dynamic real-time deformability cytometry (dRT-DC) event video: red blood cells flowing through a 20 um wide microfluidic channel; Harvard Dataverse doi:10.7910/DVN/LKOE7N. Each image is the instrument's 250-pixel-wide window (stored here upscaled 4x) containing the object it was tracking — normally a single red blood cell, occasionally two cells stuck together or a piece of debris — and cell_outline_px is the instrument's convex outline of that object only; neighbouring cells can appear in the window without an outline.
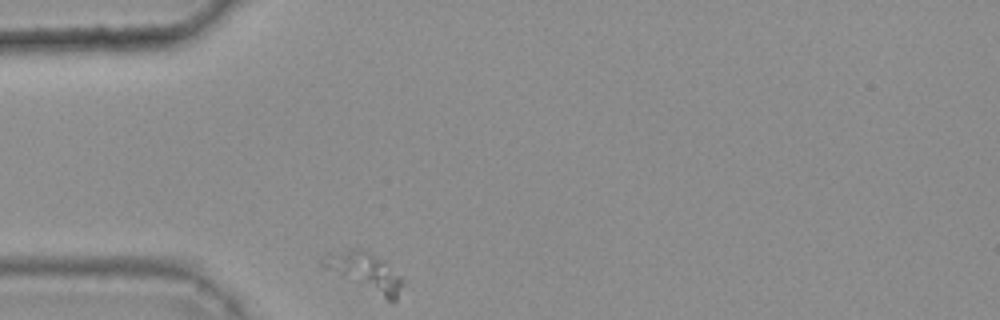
{"species": "common noctule bat (a hibernating species)", "species_latin": "Nyctalus noctula", "temperature_condition": "warm", "stored_images_in_passage": 31, "camera_frame_rate_fps": 3000, "um_per_image_px": 0.085, "animal": {"sex": "female", "body_mass_g": 25.1}, "frame": {"image": 1, "passage_image": 1, "time_ms": 0.0, "image_size_px": [1000, 320], "cell_outline_px": [[400, 284], [396, 300], [388, 300], [324, 268], [320, 264], [320, 260], [324, 256], [352, 248], [360, 248], [388, 260], [400, 276]], "centroid_in_image_um": [31.02, 23.05], "position_along_channel_um": 54.0, "area_um2": 17.4}}
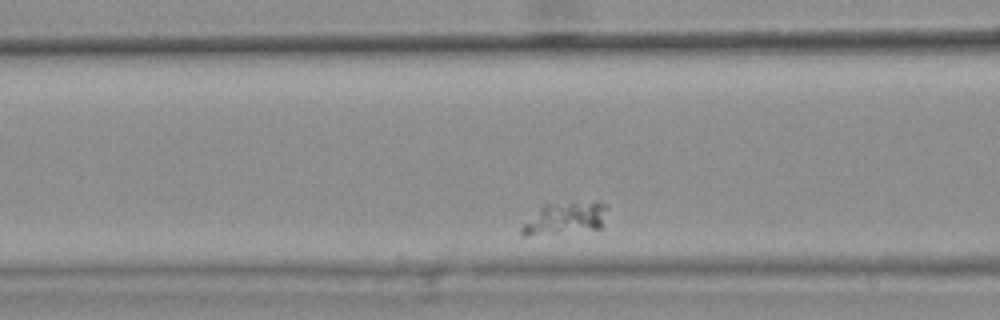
{"frame": {"image": 2, "passage_image": 8, "time_ms": 2.333, "image_size_px": [1000, 320], "cell_outline_px": [[608, 204], [600, 228], [528, 236], [520, 236], [520, 228], [544, 204], [596, 200]], "centroid_in_image_um": [48.05, 18.53], "position_along_channel_um": 118.6, "area_um2": 15.95}}
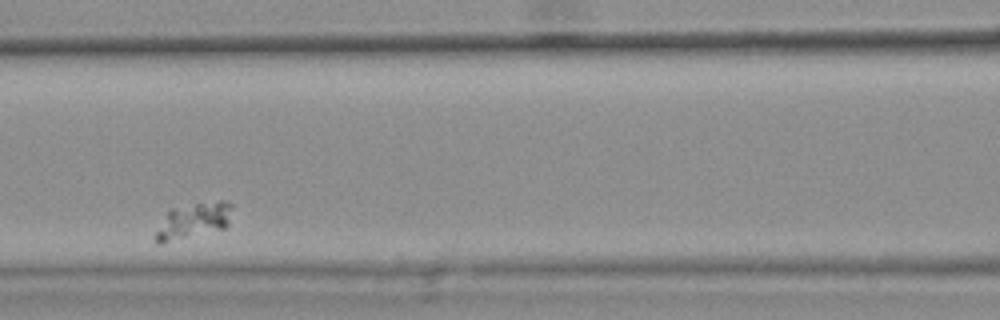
{"frame": {"image": 3, "passage_image": 11, "time_ms": 3.333, "image_size_px": [1000, 320], "cell_outline_px": [[232, 204], [228, 224], [224, 228], [160, 244], [156, 244], [156, 232], [168, 208], [220, 200], [224, 200]], "centroid_in_image_um": [16.42, 18.74], "position_along_channel_um": 150.2, "area_um2": 15.72}}